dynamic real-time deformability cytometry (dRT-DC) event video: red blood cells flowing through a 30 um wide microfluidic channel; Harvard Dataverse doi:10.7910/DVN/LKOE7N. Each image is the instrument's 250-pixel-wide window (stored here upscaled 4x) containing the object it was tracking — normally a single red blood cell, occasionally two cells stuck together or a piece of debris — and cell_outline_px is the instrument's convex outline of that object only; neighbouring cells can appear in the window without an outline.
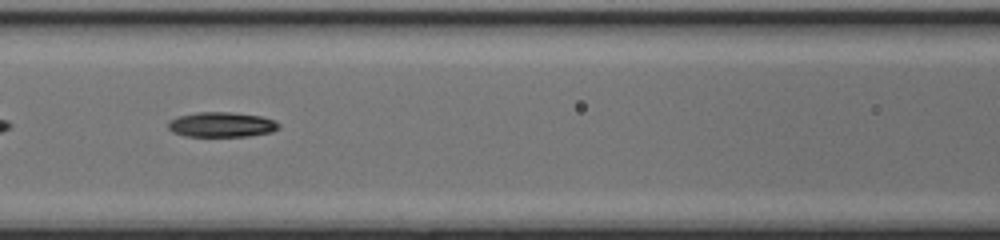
{"species": "common noctule bat (a hibernating species)", "species_latin": "Nyctalus noctula", "temperature_condition": "cold", "stored_images_in_passage": 52, "segment_of_instrument_passage": [2, 2], "camera_frame_rate_fps": 3000, "um_per_image_px": 0.085, "animal": {"sex": "female", "body_mass_g": 17.0, "forearm_length_mm": 48.0}, "frame": {"image": 1, "passage_image": 24, "time_ms": 7.667, "image_size_px": [1000, 240], "cell_outline_px": [[280, 128], [272, 132], [248, 136], [184, 136], [172, 132], [168, 128], [168, 120], [180, 116], [196, 112], [232, 112], [260, 116], [276, 120], [280, 124]], "centroid_in_image_um": [18.85, 10.59], "position_along_channel_um": 147.8, "area_um2": 16.24}}
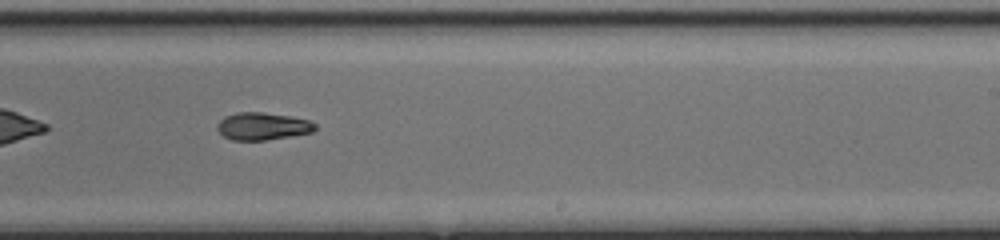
{"frame": {"image": 2, "passage_image": 33, "time_ms": 10.667, "image_size_px": [1000, 240], "cell_outline_px": [[316, 128], [312, 132], [264, 140], [232, 140], [224, 136], [216, 128], [216, 124], [224, 116], [236, 112], [260, 112], [288, 116], [308, 120], [316, 124]], "centroid_in_image_um": [22.27, 10.72], "position_along_channel_um": 266.7, "area_um2": 15.49}}
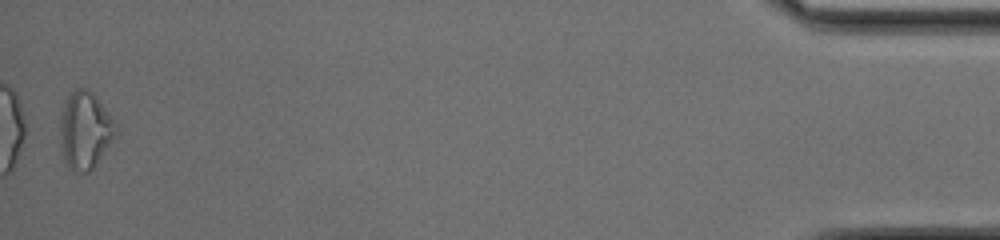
{"frame": {"image": 3, "passage_image": 52, "time_ms": 17.0, "image_size_px": [1000, 240], "cell_outline_px": [[120, 124], [116, 136], [96, 164], [88, 172], [72, 172], [68, 168], [60, 144], [60, 116], [68, 96], [76, 88], [88, 88], [96, 96]], "centroid_in_image_um": [7.27, 11.06], "position_along_channel_um": 427.9, "area_um2": 25.49}}